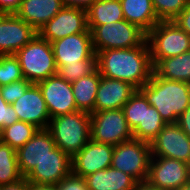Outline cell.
I'll return each mask as SVG.
<instances>
[{
	"mask_svg": "<svg viewBox=\"0 0 190 190\" xmlns=\"http://www.w3.org/2000/svg\"><path fill=\"white\" fill-rule=\"evenodd\" d=\"M96 55L101 76L128 82L137 90L150 80L153 73L146 40L135 48L108 49L98 51Z\"/></svg>",
	"mask_w": 190,
	"mask_h": 190,
	"instance_id": "6da1fadb",
	"label": "cell"
},
{
	"mask_svg": "<svg viewBox=\"0 0 190 190\" xmlns=\"http://www.w3.org/2000/svg\"><path fill=\"white\" fill-rule=\"evenodd\" d=\"M138 90L167 124L176 123L178 117L190 106L189 83L161 78L154 72L150 80Z\"/></svg>",
	"mask_w": 190,
	"mask_h": 190,
	"instance_id": "7a4b0ae2",
	"label": "cell"
},
{
	"mask_svg": "<svg viewBox=\"0 0 190 190\" xmlns=\"http://www.w3.org/2000/svg\"><path fill=\"white\" fill-rule=\"evenodd\" d=\"M55 145L71 158L90 140V113L75 111L51 118L48 128Z\"/></svg>",
	"mask_w": 190,
	"mask_h": 190,
	"instance_id": "3957f363",
	"label": "cell"
},
{
	"mask_svg": "<svg viewBox=\"0 0 190 190\" xmlns=\"http://www.w3.org/2000/svg\"><path fill=\"white\" fill-rule=\"evenodd\" d=\"M14 55L19 60L24 79L32 84L57 74L52 45L38 34Z\"/></svg>",
	"mask_w": 190,
	"mask_h": 190,
	"instance_id": "277c9868",
	"label": "cell"
},
{
	"mask_svg": "<svg viewBox=\"0 0 190 190\" xmlns=\"http://www.w3.org/2000/svg\"><path fill=\"white\" fill-rule=\"evenodd\" d=\"M152 66L160 59L190 51V36L174 21H160L147 34Z\"/></svg>",
	"mask_w": 190,
	"mask_h": 190,
	"instance_id": "5b68a950",
	"label": "cell"
},
{
	"mask_svg": "<svg viewBox=\"0 0 190 190\" xmlns=\"http://www.w3.org/2000/svg\"><path fill=\"white\" fill-rule=\"evenodd\" d=\"M95 53L108 49H128L140 46L146 40V33L137 25L122 21L88 26Z\"/></svg>",
	"mask_w": 190,
	"mask_h": 190,
	"instance_id": "8992f818",
	"label": "cell"
},
{
	"mask_svg": "<svg viewBox=\"0 0 190 190\" xmlns=\"http://www.w3.org/2000/svg\"><path fill=\"white\" fill-rule=\"evenodd\" d=\"M151 157L150 143L133 138L114 146L111 167L146 181Z\"/></svg>",
	"mask_w": 190,
	"mask_h": 190,
	"instance_id": "52a82bcc",
	"label": "cell"
},
{
	"mask_svg": "<svg viewBox=\"0 0 190 190\" xmlns=\"http://www.w3.org/2000/svg\"><path fill=\"white\" fill-rule=\"evenodd\" d=\"M90 139L113 146L133 139L123 109L90 113Z\"/></svg>",
	"mask_w": 190,
	"mask_h": 190,
	"instance_id": "ba28073f",
	"label": "cell"
},
{
	"mask_svg": "<svg viewBox=\"0 0 190 190\" xmlns=\"http://www.w3.org/2000/svg\"><path fill=\"white\" fill-rule=\"evenodd\" d=\"M147 181L160 190H178L190 181V165L165 157H151Z\"/></svg>",
	"mask_w": 190,
	"mask_h": 190,
	"instance_id": "9c48e42d",
	"label": "cell"
},
{
	"mask_svg": "<svg viewBox=\"0 0 190 190\" xmlns=\"http://www.w3.org/2000/svg\"><path fill=\"white\" fill-rule=\"evenodd\" d=\"M152 157L172 158L190 165V137L177 125L168 123L150 142Z\"/></svg>",
	"mask_w": 190,
	"mask_h": 190,
	"instance_id": "30bf717a",
	"label": "cell"
},
{
	"mask_svg": "<svg viewBox=\"0 0 190 190\" xmlns=\"http://www.w3.org/2000/svg\"><path fill=\"white\" fill-rule=\"evenodd\" d=\"M88 29L86 10L64 6L51 20L38 30V35L52 43Z\"/></svg>",
	"mask_w": 190,
	"mask_h": 190,
	"instance_id": "8fae6325",
	"label": "cell"
},
{
	"mask_svg": "<svg viewBox=\"0 0 190 190\" xmlns=\"http://www.w3.org/2000/svg\"><path fill=\"white\" fill-rule=\"evenodd\" d=\"M46 102L51 118L78 111L72 84L58 74L37 83Z\"/></svg>",
	"mask_w": 190,
	"mask_h": 190,
	"instance_id": "7c38bea8",
	"label": "cell"
},
{
	"mask_svg": "<svg viewBox=\"0 0 190 190\" xmlns=\"http://www.w3.org/2000/svg\"><path fill=\"white\" fill-rule=\"evenodd\" d=\"M113 150V145L98 143L90 139L71 158L72 173L85 178L97 171L111 167Z\"/></svg>",
	"mask_w": 190,
	"mask_h": 190,
	"instance_id": "4fadbf2b",
	"label": "cell"
},
{
	"mask_svg": "<svg viewBox=\"0 0 190 190\" xmlns=\"http://www.w3.org/2000/svg\"><path fill=\"white\" fill-rule=\"evenodd\" d=\"M57 68L64 64H77L88 58H97L93 48L91 32L69 35L51 43Z\"/></svg>",
	"mask_w": 190,
	"mask_h": 190,
	"instance_id": "5bb4252c",
	"label": "cell"
},
{
	"mask_svg": "<svg viewBox=\"0 0 190 190\" xmlns=\"http://www.w3.org/2000/svg\"><path fill=\"white\" fill-rule=\"evenodd\" d=\"M38 32L16 14H0V55L15 54Z\"/></svg>",
	"mask_w": 190,
	"mask_h": 190,
	"instance_id": "9a60e30c",
	"label": "cell"
},
{
	"mask_svg": "<svg viewBox=\"0 0 190 190\" xmlns=\"http://www.w3.org/2000/svg\"><path fill=\"white\" fill-rule=\"evenodd\" d=\"M18 120L34 124L39 129L48 128L51 117L37 84H32L22 97L12 103Z\"/></svg>",
	"mask_w": 190,
	"mask_h": 190,
	"instance_id": "2e32d148",
	"label": "cell"
},
{
	"mask_svg": "<svg viewBox=\"0 0 190 190\" xmlns=\"http://www.w3.org/2000/svg\"><path fill=\"white\" fill-rule=\"evenodd\" d=\"M71 172V157L56 146L25 179L33 183L58 184Z\"/></svg>",
	"mask_w": 190,
	"mask_h": 190,
	"instance_id": "e0dca14e",
	"label": "cell"
},
{
	"mask_svg": "<svg viewBox=\"0 0 190 190\" xmlns=\"http://www.w3.org/2000/svg\"><path fill=\"white\" fill-rule=\"evenodd\" d=\"M55 147L49 130L38 129L29 141L16 150L21 175L26 177Z\"/></svg>",
	"mask_w": 190,
	"mask_h": 190,
	"instance_id": "ac0fdd59",
	"label": "cell"
},
{
	"mask_svg": "<svg viewBox=\"0 0 190 190\" xmlns=\"http://www.w3.org/2000/svg\"><path fill=\"white\" fill-rule=\"evenodd\" d=\"M136 90L137 89L128 82L100 75L94 112L122 109L123 105L130 99Z\"/></svg>",
	"mask_w": 190,
	"mask_h": 190,
	"instance_id": "d6986e66",
	"label": "cell"
},
{
	"mask_svg": "<svg viewBox=\"0 0 190 190\" xmlns=\"http://www.w3.org/2000/svg\"><path fill=\"white\" fill-rule=\"evenodd\" d=\"M64 6L62 0H22L15 14L38 32Z\"/></svg>",
	"mask_w": 190,
	"mask_h": 190,
	"instance_id": "ffe728a7",
	"label": "cell"
},
{
	"mask_svg": "<svg viewBox=\"0 0 190 190\" xmlns=\"http://www.w3.org/2000/svg\"><path fill=\"white\" fill-rule=\"evenodd\" d=\"M89 190H133L138 181L113 167L97 171L85 177Z\"/></svg>",
	"mask_w": 190,
	"mask_h": 190,
	"instance_id": "44dd1931",
	"label": "cell"
},
{
	"mask_svg": "<svg viewBox=\"0 0 190 190\" xmlns=\"http://www.w3.org/2000/svg\"><path fill=\"white\" fill-rule=\"evenodd\" d=\"M124 19L137 25L146 34L158 23L159 18L152 0H120Z\"/></svg>",
	"mask_w": 190,
	"mask_h": 190,
	"instance_id": "7402d4cb",
	"label": "cell"
},
{
	"mask_svg": "<svg viewBox=\"0 0 190 190\" xmlns=\"http://www.w3.org/2000/svg\"><path fill=\"white\" fill-rule=\"evenodd\" d=\"M100 81V72L96 68L92 73L72 82V91L76 107L80 111L94 112L96 93Z\"/></svg>",
	"mask_w": 190,
	"mask_h": 190,
	"instance_id": "603a6c76",
	"label": "cell"
},
{
	"mask_svg": "<svg viewBox=\"0 0 190 190\" xmlns=\"http://www.w3.org/2000/svg\"><path fill=\"white\" fill-rule=\"evenodd\" d=\"M153 72L161 78L190 84V51L160 59L153 66Z\"/></svg>",
	"mask_w": 190,
	"mask_h": 190,
	"instance_id": "cb8c5ba5",
	"label": "cell"
},
{
	"mask_svg": "<svg viewBox=\"0 0 190 190\" xmlns=\"http://www.w3.org/2000/svg\"><path fill=\"white\" fill-rule=\"evenodd\" d=\"M87 26H100L124 20L120 0H96L86 10Z\"/></svg>",
	"mask_w": 190,
	"mask_h": 190,
	"instance_id": "d4e9b609",
	"label": "cell"
},
{
	"mask_svg": "<svg viewBox=\"0 0 190 190\" xmlns=\"http://www.w3.org/2000/svg\"><path fill=\"white\" fill-rule=\"evenodd\" d=\"M167 123L160 113L151 106L144 96L143 125H138L133 131V138L150 143Z\"/></svg>",
	"mask_w": 190,
	"mask_h": 190,
	"instance_id": "484cf974",
	"label": "cell"
},
{
	"mask_svg": "<svg viewBox=\"0 0 190 190\" xmlns=\"http://www.w3.org/2000/svg\"><path fill=\"white\" fill-rule=\"evenodd\" d=\"M22 178L16 150L0 140V185L11 184Z\"/></svg>",
	"mask_w": 190,
	"mask_h": 190,
	"instance_id": "4316f807",
	"label": "cell"
},
{
	"mask_svg": "<svg viewBox=\"0 0 190 190\" xmlns=\"http://www.w3.org/2000/svg\"><path fill=\"white\" fill-rule=\"evenodd\" d=\"M38 129L34 124L18 120L0 131V140L17 150L29 141Z\"/></svg>",
	"mask_w": 190,
	"mask_h": 190,
	"instance_id": "83f0119b",
	"label": "cell"
},
{
	"mask_svg": "<svg viewBox=\"0 0 190 190\" xmlns=\"http://www.w3.org/2000/svg\"><path fill=\"white\" fill-rule=\"evenodd\" d=\"M97 68V58L78 61L77 64H64L57 68V74L70 83L92 73Z\"/></svg>",
	"mask_w": 190,
	"mask_h": 190,
	"instance_id": "f1b7e54d",
	"label": "cell"
},
{
	"mask_svg": "<svg viewBox=\"0 0 190 190\" xmlns=\"http://www.w3.org/2000/svg\"><path fill=\"white\" fill-rule=\"evenodd\" d=\"M123 111L129 128L133 131L138 125H143L144 95L139 91L130 97L123 105Z\"/></svg>",
	"mask_w": 190,
	"mask_h": 190,
	"instance_id": "f546056e",
	"label": "cell"
},
{
	"mask_svg": "<svg viewBox=\"0 0 190 190\" xmlns=\"http://www.w3.org/2000/svg\"><path fill=\"white\" fill-rule=\"evenodd\" d=\"M24 79L19 60L14 54L0 55V87Z\"/></svg>",
	"mask_w": 190,
	"mask_h": 190,
	"instance_id": "4dcf8cb0",
	"label": "cell"
},
{
	"mask_svg": "<svg viewBox=\"0 0 190 190\" xmlns=\"http://www.w3.org/2000/svg\"><path fill=\"white\" fill-rule=\"evenodd\" d=\"M190 0H152L160 21H173L188 5Z\"/></svg>",
	"mask_w": 190,
	"mask_h": 190,
	"instance_id": "1f68e13d",
	"label": "cell"
},
{
	"mask_svg": "<svg viewBox=\"0 0 190 190\" xmlns=\"http://www.w3.org/2000/svg\"><path fill=\"white\" fill-rule=\"evenodd\" d=\"M32 85L30 81L21 79L19 81L12 82L8 85L0 87L2 98L8 103L12 104L18 98L26 92V90Z\"/></svg>",
	"mask_w": 190,
	"mask_h": 190,
	"instance_id": "d6a6232c",
	"label": "cell"
},
{
	"mask_svg": "<svg viewBox=\"0 0 190 190\" xmlns=\"http://www.w3.org/2000/svg\"><path fill=\"white\" fill-rule=\"evenodd\" d=\"M18 121V115L15 112L12 104H8L0 92V131L7 126Z\"/></svg>",
	"mask_w": 190,
	"mask_h": 190,
	"instance_id": "836d02e7",
	"label": "cell"
},
{
	"mask_svg": "<svg viewBox=\"0 0 190 190\" xmlns=\"http://www.w3.org/2000/svg\"><path fill=\"white\" fill-rule=\"evenodd\" d=\"M56 185L59 190H89L85 178L77 176L72 172Z\"/></svg>",
	"mask_w": 190,
	"mask_h": 190,
	"instance_id": "e575fe53",
	"label": "cell"
},
{
	"mask_svg": "<svg viewBox=\"0 0 190 190\" xmlns=\"http://www.w3.org/2000/svg\"><path fill=\"white\" fill-rule=\"evenodd\" d=\"M173 21L190 36V1Z\"/></svg>",
	"mask_w": 190,
	"mask_h": 190,
	"instance_id": "d590c367",
	"label": "cell"
},
{
	"mask_svg": "<svg viewBox=\"0 0 190 190\" xmlns=\"http://www.w3.org/2000/svg\"><path fill=\"white\" fill-rule=\"evenodd\" d=\"M22 0H0V14H15Z\"/></svg>",
	"mask_w": 190,
	"mask_h": 190,
	"instance_id": "8d00e7d4",
	"label": "cell"
},
{
	"mask_svg": "<svg viewBox=\"0 0 190 190\" xmlns=\"http://www.w3.org/2000/svg\"><path fill=\"white\" fill-rule=\"evenodd\" d=\"M176 123L190 137V106L178 117Z\"/></svg>",
	"mask_w": 190,
	"mask_h": 190,
	"instance_id": "74e56055",
	"label": "cell"
},
{
	"mask_svg": "<svg viewBox=\"0 0 190 190\" xmlns=\"http://www.w3.org/2000/svg\"><path fill=\"white\" fill-rule=\"evenodd\" d=\"M96 0H62L65 6L87 10Z\"/></svg>",
	"mask_w": 190,
	"mask_h": 190,
	"instance_id": "f35d334b",
	"label": "cell"
},
{
	"mask_svg": "<svg viewBox=\"0 0 190 190\" xmlns=\"http://www.w3.org/2000/svg\"><path fill=\"white\" fill-rule=\"evenodd\" d=\"M0 190H27V180L23 177L17 182L0 185Z\"/></svg>",
	"mask_w": 190,
	"mask_h": 190,
	"instance_id": "ab89813d",
	"label": "cell"
},
{
	"mask_svg": "<svg viewBox=\"0 0 190 190\" xmlns=\"http://www.w3.org/2000/svg\"><path fill=\"white\" fill-rule=\"evenodd\" d=\"M27 190H59L56 184L33 183L27 181Z\"/></svg>",
	"mask_w": 190,
	"mask_h": 190,
	"instance_id": "60d3db41",
	"label": "cell"
},
{
	"mask_svg": "<svg viewBox=\"0 0 190 190\" xmlns=\"http://www.w3.org/2000/svg\"><path fill=\"white\" fill-rule=\"evenodd\" d=\"M133 190H160L156 186L150 184L147 180L138 182Z\"/></svg>",
	"mask_w": 190,
	"mask_h": 190,
	"instance_id": "b9f144b4",
	"label": "cell"
},
{
	"mask_svg": "<svg viewBox=\"0 0 190 190\" xmlns=\"http://www.w3.org/2000/svg\"><path fill=\"white\" fill-rule=\"evenodd\" d=\"M178 190H190V181L187 182L185 185H183L180 189Z\"/></svg>",
	"mask_w": 190,
	"mask_h": 190,
	"instance_id": "7bdbcfd3",
	"label": "cell"
}]
</instances>
